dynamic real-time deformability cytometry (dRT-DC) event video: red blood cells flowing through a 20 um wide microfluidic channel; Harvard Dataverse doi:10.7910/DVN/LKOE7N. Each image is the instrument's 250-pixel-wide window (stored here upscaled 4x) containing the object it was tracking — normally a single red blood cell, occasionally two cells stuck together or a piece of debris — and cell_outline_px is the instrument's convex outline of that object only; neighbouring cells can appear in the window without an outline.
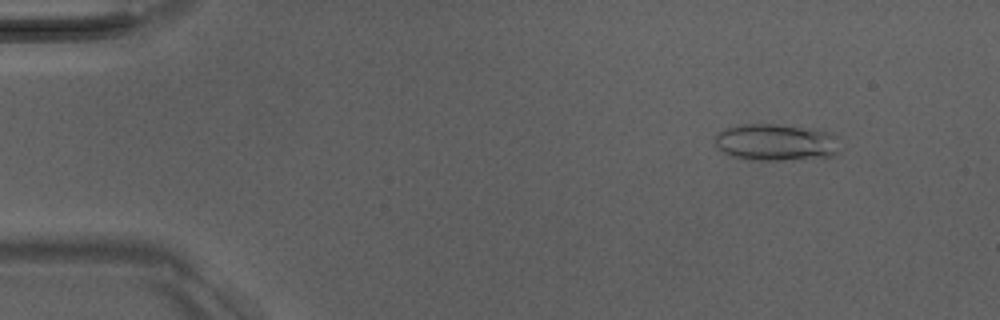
{"species": "Egyptian fruit bat (a non-hibernating species)", "species_latin": "Rousettus aegyptiacus", "temperature_condition": "room temperature", "stored_images_in_passage": 13, "camera_frame_rate_fps": 3000, "um_per_image_px": 0.085, "animal": {"sex": "male"}, "frame": {"image": 1, "passage_image": 3, "time_ms": 0.667, "image_size_px": [1000, 320], "cell_outline_px": [[836, 152], [832, 156], [784, 160], [752, 160], [732, 156], [724, 152], [716, 144], [716, 136], [720, 132], [728, 128], [744, 124], [776, 124], [828, 132], [836, 136]], "centroid_in_image_um": [65.92, 12.11], "position_along_channel_um": 19.1, "area_um2": 26.07}}